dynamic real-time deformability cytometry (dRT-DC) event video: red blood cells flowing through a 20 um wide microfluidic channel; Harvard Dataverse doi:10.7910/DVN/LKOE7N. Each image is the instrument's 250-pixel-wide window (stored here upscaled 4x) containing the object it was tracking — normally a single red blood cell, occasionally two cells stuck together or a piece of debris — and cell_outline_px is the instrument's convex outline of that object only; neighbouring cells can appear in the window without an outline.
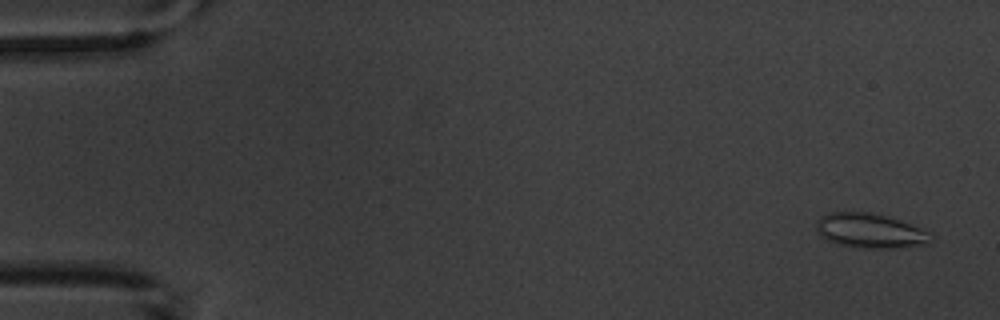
{"species": "common noctule bat (a hibernating species)", "species_latin": "Nyctalus noctula", "temperature_condition": "warm", "stored_images_in_passage": 4, "camera_frame_rate_fps": 3000, "um_per_image_px": 0.085, "animal": {"sex": "male", "body_mass_g": 20.1, "forearm_length_mm": 53.5}, "frame": {"image": 1, "passage_image": 1, "time_ms": 0.0, "image_size_px": [1000, 320], "cell_outline_px": [[932, 240], [928, 244], [896, 248], [860, 248], [840, 244], [828, 240], [820, 236], [816, 228], [816, 220], [820, 216], [828, 212], [872, 212], [888, 216], [912, 224], [928, 232]], "centroid_in_image_um": [73.94, 19.6], "position_along_channel_um": 11.1, "area_um2": 23.24}}